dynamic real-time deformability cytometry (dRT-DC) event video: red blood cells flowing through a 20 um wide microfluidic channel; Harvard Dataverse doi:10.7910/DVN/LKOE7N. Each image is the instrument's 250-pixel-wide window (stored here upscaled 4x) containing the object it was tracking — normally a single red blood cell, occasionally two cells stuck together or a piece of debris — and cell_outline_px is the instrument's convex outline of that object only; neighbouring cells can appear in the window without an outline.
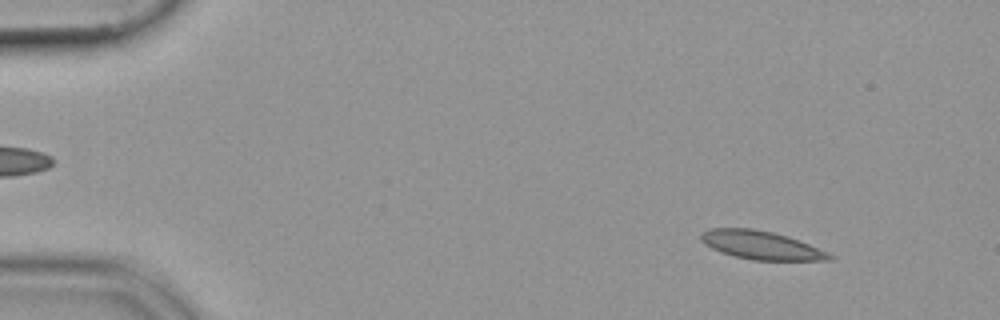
{"species": "common noctule bat (a hibernating species)", "species_latin": "Nyctalus noctula", "temperature_condition": "cold", "stored_images_in_passage": 54, "camera_frame_rate_fps": 3000, "um_per_image_px": 0.085, "animal": {"sex": "female", "body_mass_g": 19.9}, "frame": {"image": 1, "passage_image": 6, "time_ms": 1.667, "image_size_px": [1000, 320], "cell_outline_px": [[836, 256], [832, 260], [752, 260], [720, 252], [704, 244], [700, 240], [700, 236], [704, 232], [712, 228], [752, 228], [772, 232], [788, 236], [828, 252]], "centroid_in_image_um": [64.71, 20.84], "position_along_channel_um": 20.3, "area_um2": 21.15}}
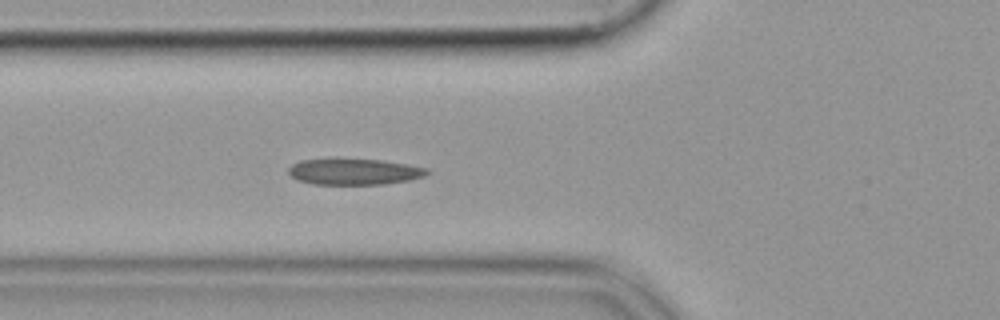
{"frame": {"image": 2, "passage_image": 20, "time_ms": 6.333, "image_size_px": [1000, 320], "cell_outline_px": [[428, 172], [424, 176], [408, 180], [384, 184], [312, 184], [296, 180], [288, 172], [288, 168], [292, 164], [300, 160], [380, 160], [408, 164], [428, 168]], "centroid_in_image_um": [30.1, 14.61], "position_along_channel_um": 95.7, "area_um2": 20.69}}
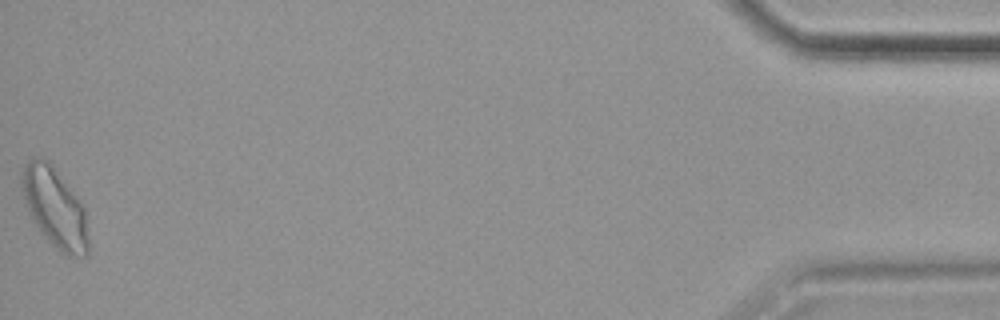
{"frame": {"image": 3, "passage_image": 54, "time_ms": 17.667, "image_size_px": [1000, 320], "cell_outline_px": [[88, 256], [68, 256], [60, 252], [40, 232], [32, 220], [28, 212], [20, 184], [20, 172], [24, 164], [32, 156], [48, 160], [84, 204], [88, 236]], "centroid_in_image_um": [4.64, 17.63], "position_along_channel_um": 430.6, "area_um2": 31.33}}